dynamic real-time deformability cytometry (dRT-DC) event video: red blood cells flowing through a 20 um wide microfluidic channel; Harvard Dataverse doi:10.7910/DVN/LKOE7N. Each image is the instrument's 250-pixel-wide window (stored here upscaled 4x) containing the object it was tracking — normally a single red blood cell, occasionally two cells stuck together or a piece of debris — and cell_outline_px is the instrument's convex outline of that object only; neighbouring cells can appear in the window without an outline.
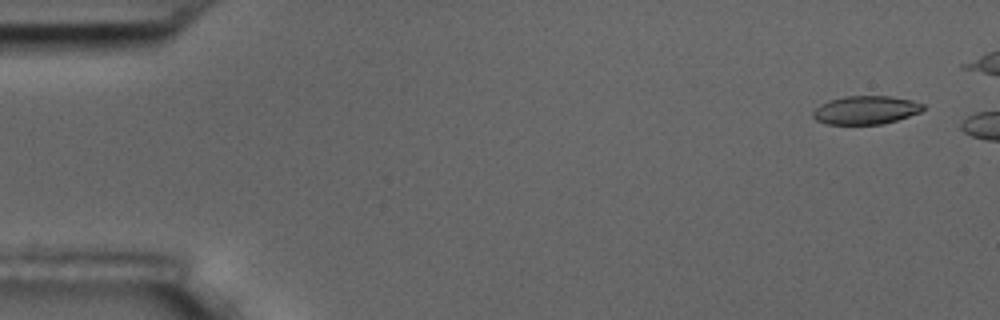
{"species": "common noctule bat (a hibernating species)", "species_latin": "Nyctalus noctula", "temperature_condition": "room temperature", "stored_images_in_passage": 2, "camera_frame_rate_fps": 3000, "um_per_image_px": 0.085, "animal": {"sex": "male", "body_mass_g": 17.5, "forearm_length_mm": 52.3}, "frame": {"image": 1, "passage_image": 1, "time_ms": 0.0, "image_size_px": [1000, 320], "cell_outline_px": [[924, 108], [920, 112], [896, 120], [880, 124], [828, 124], [816, 120], [812, 116], [812, 112], [820, 104], [844, 96], [892, 96], [912, 100], [924, 104]], "centroid_in_image_um": [73.59, 9.35], "position_along_channel_um": 11.4, "area_um2": 18.09}}